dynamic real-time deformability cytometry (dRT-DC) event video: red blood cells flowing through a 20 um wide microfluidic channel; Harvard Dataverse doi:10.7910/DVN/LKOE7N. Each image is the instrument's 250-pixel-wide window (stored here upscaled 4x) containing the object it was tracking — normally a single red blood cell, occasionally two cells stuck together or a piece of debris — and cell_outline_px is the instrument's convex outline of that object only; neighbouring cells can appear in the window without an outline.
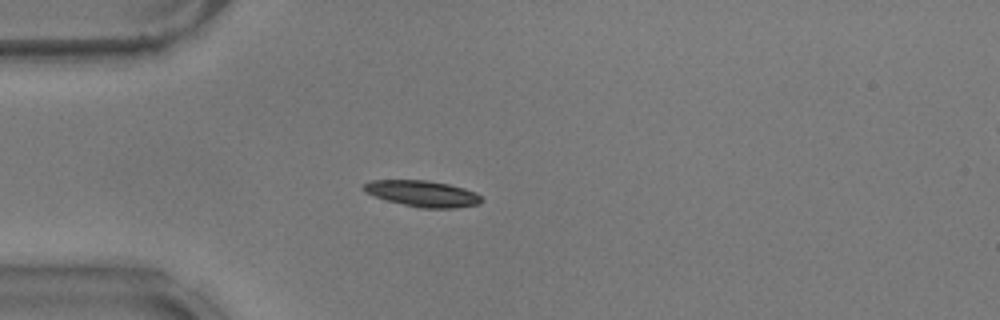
{"species": "common noctule bat (a hibernating species)", "species_latin": "Nyctalus noctula", "temperature_condition": "warm", "stored_images_in_passage": 53, "camera_frame_rate_fps": 3000, "um_per_image_px": 0.085, "animal": {"sex": "male", "body_mass_g": 17.9}, "frame": {"image": 1, "passage_image": 14, "time_ms": 4.333, "image_size_px": [1000, 320], "cell_outline_px": [[484, 200], [480, 204], [456, 208], [420, 208], [388, 200], [364, 192], [360, 188], [368, 180], [428, 180], [448, 184], [464, 188], [476, 192]], "centroid_in_image_um": [35.92, 16.45], "position_along_channel_um": 49.1, "area_um2": 18.03}}
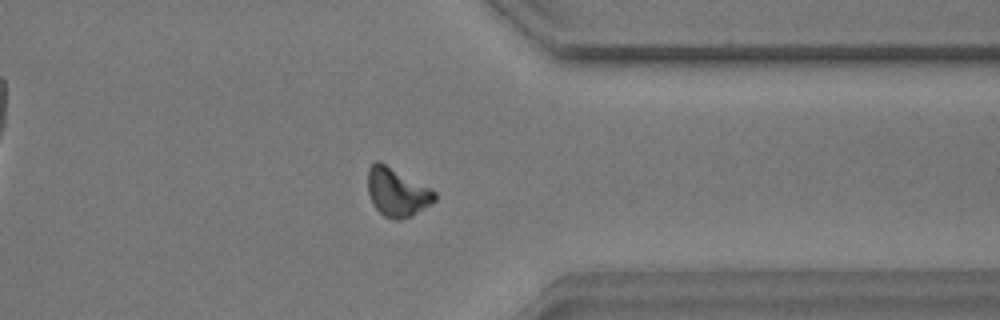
{"frame": {"image": 2, "passage_image": 42, "time_ms": 13.667, "image_size_px": [1000, 320], "cell_outline_px": [[436, 200], [412, 216], [400, 220], [396, 220], [384, 216], [376, 208], [368, 192], [368, 168], [376, 160], [380, 160], [436, 192]], "centroid_in_image_um": [33.73, 16.33], "position_along_channel_um": 377.7, "area_um2": 18.73}}
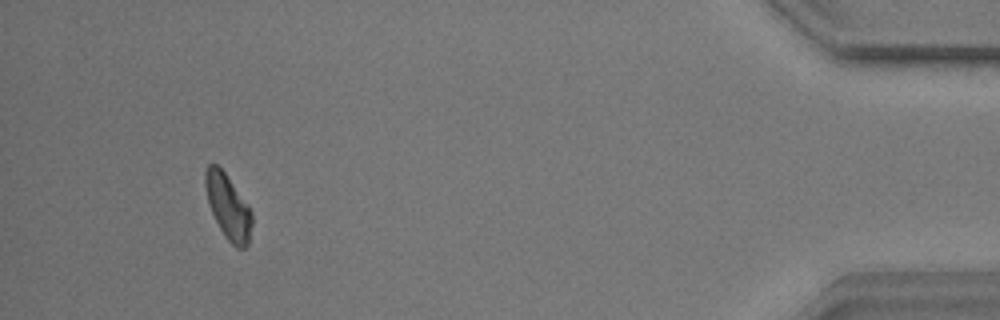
{"frame": {"image": 3, "passage_image": 50, "time_ms": 16.333, "image_size_px": [1000, 320], "cell_outline_px": [[252, 224], [248, 244], [244, 248], [236, 248], [224, 236], [208, 204], [204, 184], [204, 172], [208, 164], [216, 164], [224, 172], [248, 204], [252, 212]], "centroid_in_image_um": [19.38, 17.57], "position_along_channel_um": 415.8, "area_um2": 17.57}, "authors_computed_cell_mechanics": {"area_um2": 17.629, "velocity_mm_per_s": 3.7095, "shape_relaxation_time_tau1_ms": 4.9195, "shape_relaxation_time_tau2_ms": null, "deformation_change_tau1": 0.1247, "deformation_change_tau2": null}}